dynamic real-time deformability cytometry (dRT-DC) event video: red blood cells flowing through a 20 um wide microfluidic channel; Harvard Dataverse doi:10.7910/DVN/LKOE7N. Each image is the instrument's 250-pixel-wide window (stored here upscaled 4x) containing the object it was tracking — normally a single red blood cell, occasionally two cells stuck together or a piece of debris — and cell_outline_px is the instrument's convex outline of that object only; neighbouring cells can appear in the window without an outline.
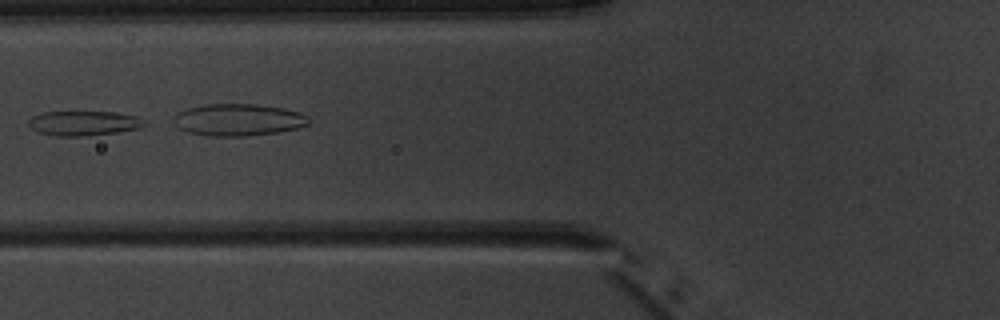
{"species": "common noctule bat (a hibernating species)", "species_latin": "Nyctalus noctula", "temperature_condition": "warm", "stored_images_in_passage": 7, "camera_frame_rate_fps": 3000, "um_per_image_px": 0.085, "animal": {"sex": "male", "body_mass_g": 20.1, "forearm_length_mm": 53.5}, "frame": {"image": 1, "passage_image": 6, "time_ms": 6.0, "image_size_px": [1000, 320], "cell_outline_px": [[152, 120], [148, 124], [140, 128], [116, 132], [88, 136], [56, 136], [40, 132], [32, 128], [28, 124], [28, 120], [32, 116], [44, 112], [116, 112], [136, 116]], "centroid_in_image_um": [7.21, 10.47], "position_along_channel_um": 118.6, "area_um2": 16.88}}
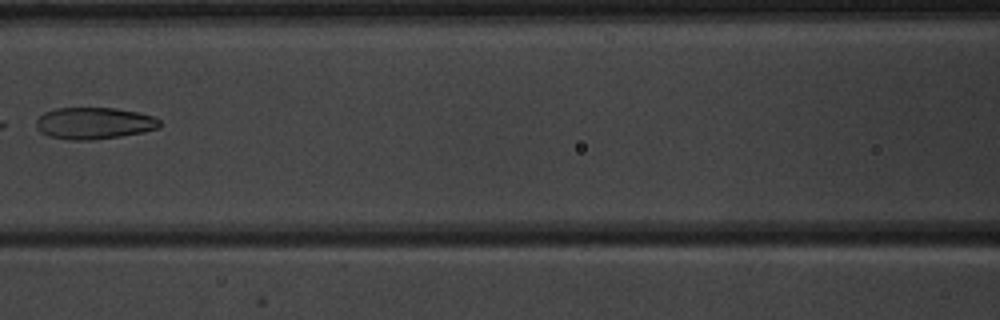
{"frame": {"image": 2, "passage_image": 7, "time_ms": 7.333, "image_size_px": [1000, 320], "cell_outline_px": [[160, 128], [144, 132], [120, 136], [92, 140], [68, 140], [48, 136], [40, 132], [36, 128], [36, 120], [44, 112], [56, 108], [116, 108], [140, 112], [152, 116], [160, 120]], "centroid_in_image_um": [7.99, 10.47], "position_along_channel_um": 158.6, "area_um2": 23.06}}